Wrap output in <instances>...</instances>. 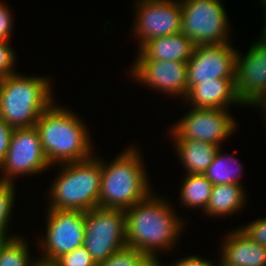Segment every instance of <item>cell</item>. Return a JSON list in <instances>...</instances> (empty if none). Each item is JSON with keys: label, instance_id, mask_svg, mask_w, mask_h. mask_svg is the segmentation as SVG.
I'll return each mask as SVG.
<instances>
[{"label": "cell", "instance_id": "28", "mask_svg": "<svg viewBox=\"0 0 266 266\" xmlns=\"http://www.w3.org/2000/svg\"><path fill=\"white\" fill-rule=\"evenodd\" d=\"M13 17L8 7L0 3V41H9L13 29Z\"/></svg>", "mask_w": 266, "mask_h": 266}, {"label": "cell", "instance_id": "16", "mask_svg": "<svg viewBox=\"0 0 266 266\" xmlns=\"http://www.w3.org/2000/svg\"><path fill=\"white\" fill-rule=\"evenodd\" d=\"M184 99L190 100L195 108L228 109L229 104L242 105L236 96L235 78H214L196 84Z\"/></svg>", "mask_w": 266, "mask_h": 266}, {"label": "cell", "instance_id": "31", "mask_svg": "<svg viewBox=\"0 0 266 266\" xmlns=\"http://www.w3.org/2000/svg\"><path fill=\"white\" fill-rule=\"evenodd\" d=\"M262 6H264L263 8L266 10V3L262 4ZM265 13H266V11H265ZM264 22H265V24H264L265 26H264V29H263L262 34H261L262 37H260L259 40L266 42V21H264Z\"/></svg>", "mask_w": 266, "mask_h": 266}, {"label": "cell", "instance_id": "3", "mask_svg": "<svg viewBox=\"0 0 266 266\" xmlns=\"http://www.w3.org/2000/svg\"><path fill=\"white\" fill-rule=\"evenodd\" d=\"M103 161L99 207L126 210L152 193L136 148H127L109 164Z\"/></svg>", "mask_w": 266, "mask_h": 266}, {"label": "cell", "instance_id": "22", "mask_svg": "<svg viewBox=\"0 0 266 266\" xmlns=\"http://www.w3.org/2000/svg\"><path fill=\"white\" fill-rule=\"evenodd\" d=\"M10 238L0 251V266H34L31 262L27 242L22 237Z\"/></svg>", "mask_w": 266, "mask_h": 266}, {"label": "cell", "instance_id": "5", "mask_svg": "<svg viewBox=\"0 0 266 266\" xmlns=\"http://www.w3.org/2000/svg\"><path fill=\"white\" fill-rule=\"evenodd\" d=\"M61 166L49 191V209L85 212L99 207L101 160L92 156Z\"/></svg>", "mask_w": 266, "mask_h": 266}, {"label": "cell", "instance_id": "18", "mask_svg": "<svg viewBox=\"0 0 266 266\" xmlns=\"http://www.w3.org/2000/svg\"><path fill=\"white\" fill-rule=\"evenodd\" d=\"M176 152L187 174H204L220 146L205 141L174 139Z\"/></svg>", "mask_w": 266, "mask_h": 266}, {"label": "cell", "instance_id": "17", "mask_svg": "<svg viewBox=\"0 0 266 266\" xmlns=\"http://www.w3.org/2000/svg\"><path fill=\"white\" fill-rule=\"evenodd\" d=\"M195 45L181 32L146 41L139 49L145 60L187 62Z\"/></svg>", "mask_w": 266, "mask_h": 266}, {"label": "cell", "instance_id": "1", "mask_svg": "<svg viewBox=\"0 0 266 266\" xmlns=\"http://www.w3.org/2000/svg\"><path fill=\"white\" fill-rule=\"evenodd\" d=\"M152 194L125 210L126 244L142 251L159 265L157 251L170 250V246L175 245L184 222L169 203Z\"/></svg>", "mask_w": 266, "mask_h": 266}, {"label": "cell", "instance_id": "2", "mask_svg": "<svg viewBox=\"0 0 266 266\" xmlns=\"http://www.w3.org/2000/svg\"><path fill=\"white\" fill-rule=\"evenodd\" d=\"M67 108L51 104L35 123L42 149L52 166L54 163H73L92 157L87 127Z\"/></svg>", "mask_w": 266, "mask_h": 266}, {"label": "cell", "instance_id": "14", "mask_svg": "<svg viewBox=\"0 0 266 266\" xmlns=\"http://www.w3.org/2000/svg\"><path fill=\"white\" fill-rule=\"evenodd\" d=\"M132 67V77L162 93L182 96L188 94L187 62L145 60L137 55Z\"/></svg>", "mask_w": 266, "mask_h": 266}, {"label": "cell", "instance_id": "32", "mask_svg": "<svg viewBox=\"0 0 266 266\" xmlns=\"http://www.w3.org/2000/svg\"><path fill=\"white\" fill-rule=\"evenodd\" d=\"M10 238H12L11 236H8V237H6V236H0V251H1V249H2V247H3V245L10 239Z\"/></svg>", "mask_w": 266, "mask_h": 266}, {"label": "cell", "instance_id": "21", "mask_svg": "<svg viewBox=\"0 0 266 266\" xmlns=\"http://www.w3.org/2000/svg\"><path fill=\"white\" fill-rule=\"evenodd\" d=\"M221 147L215 154L213 162L206 169L204 175L213 184H240L239 177L242 166L239 164L236 167L230 166V164L237 163V159L232 156L222 155ZM234 160V161H233ZM233 168V169H232ZM239 173V174H237Z\"/></svg>", "mask_w": 266, "mask_h": 266}, {"label": "cell", "instance_id": "13", "mask_svg": "<svg viewBox=\"0 0 266 266\" xmlns=\"http://www.w3.org/2000/svg\"><path fill=\"white\" fill-rule=\"evenodd\" d=\"M246 54L237 52L235 91L242 105L253 107L266 99V42L258 39Z\"/></svg>", "mask_w": 266, "mask_h": 266}, {"label": "cell", "instance_id": "20", "mask_svg": "<svg viewBox=\"0 0 266 266\" xmlns=\"http://www.w3.org/2000/svg\"><path fill=\"white\" fill-rule=\"evenodd\" d=\"M213 184L206 178L204 174H186L183 181L180 201L188 208H202L205 211L209 202Z\"/></svg>", "mask_w": 266, "mask_h": 266}, {"label": "cell", "instance_id": "12", "mask_svg": "<svg viewBox=\"0 0 266 266\" xmlns=\"http://www.w3.org/2000/svg\"><path fill=\"white\" fill-rule=\"evenodd\" d=\"M237 50L231 44L197 45L187 61L188 91L214 78H235Z\"/></svg>", "mask_w": 266, "mask_h": 266}, {"label": "cell", "instance_id": "7", "mask_svg": "<svg viewBox=\"0 0 266 266\" xmlns=\"http://www.w3.org/2000/svg\"><path fill=\"white\" fill-rule=\"evenodd\" d=\"M83 246L95 263L127 246L125 210L95 207L85 211Z\"/></svg>", "mask_w": 266, "mask_h": 266}, {"label": "cell", "instance_id": "6", "mask_svg": "<svg viewBox=\"0 0 266 266\" xmlns=\"http://www.w3.org/2000/svg\"><path fill=\"white\" fill-rule=\"evenodd\" d=\"M181 33L195 46L228 43V17L220 0H180Z\"/></svg>", "mask_w": 266, "mask_h": 266}, {"label": "cell", "instance_id": "27", "mask_svg": "<svg viewBox=\"0 0 266 266\" xmlns=\"http://www.w3.org/2000/svg\"><path fill=\"white\" fill-rule=\"evenodd\" d=\"M240 229L254 242L266 247V218L253 221Z\"/></svg>", "mask_w": 266, "mask_h": 266}, {"label": "cell", "instance_id": "4", "mask_svg": "<svg viewBox=\"0 0 266 266\" xmlns=\"http://www.w3.org/2000/svg\"><path fill=\"white\" fill-rule=\"evenodd\" d=\"M49 79L12 74L0 79V118L14 128L34 127L52 104Z\"/></svg>", "mask_w": 266, "mask_h": 266}, {"label": "cell", "instance_id": "11", "mask_svg": "<svg viewBox=\"0 0 266 266\" xmlns=\"http://www.w3.org/2000/svg\"><path fill=\"white\" fill-rule=\"evenodd\" d=\"M138 2L134 32L139 38V48L152 38L181 32L180 0H139Z\"/></svg>", "mask_w": 266, "mask_h": 266}, {"label": "cell", "instance_id": "29", "mask_svg": "<svg viewBox=\"0 0 266 266\" xmlns=\"http://www.w3.org/2000/svg\"><path fill=\"white\" fill-rule=\"evenodd\" d=\"M13 128L0 118V164L3 162L10 144Z\"/></svg>", "mask_w": 266, "mask_h": 266}, {"label": "cell", "instance_id": "33", "mask_svg": "<svg viewBox=\"0 0 266 266\" xmlns=\"http://www.w3.org/2000/svg\"><path fill=\"white\" fill-rule=\"evenodd\" d=\"M258 106H260L261 109L263 108L262 110L265 111V118H266V99H264L261 103H259Z\"/></svg>", "mask_w": 266, "mask_h": 266}, {"label": "cell", "instance_id": "34", "mask_svg": "<svg viewBox=\"0 0 266 266\" xmlns=\"http://www.w3.org/2000/svg\"><path fill=\"white\" fill-rule=\"evenodd\" d=\"M34 261L36 262V264L34 266H53L52 264L42 263V262H39L36 260H34Z\"/></svg>", "mask_w": 266, "mask_h": 266}, {"label": "cell", "instance_id": "24", "mask_svg": "<svg viewBox=\"0 0 266 266\" xmlns=\"http://www.w3.org/2000/svg\"><path fill=\"white\" fill-rule=\"evenodd\" d=\"M14 187V183L0 181V236H7L5 234L10 224L8 221L11 219L10 215L14 206Z\"/></svg>", "mask_w": 266, "mask_h": 266}, {"label": "cell", "instance_id": "15", "mask_svg": "<svg viewBox=\"0 0 266 266\" xmlns=\"http://www.w3.org/2000/svg\"><path fill=\"white\" fill-rule=\"evenodd\" d=\"M223 240L220 262L224 266H266V247L254 242L240 228Z\"/></svg>", "mask_w": 266, "mask_h": 266}, {"label": "cell", "instance_id": "25", "mask_svg": "<svg viewBox=\"0 0 266 266\" xmlns=\"http://www.w3.org/2000/svg\"><path fill=\"white\" fill-rule=\"evenodd\" d=\"M53 266H96L95 261L84 246L62 254L53 263Z\"/></svg>", "mask_w": 266, "mask_h": 266}, {"label": "cell", "instance_id": "8", "mask_svg": "<svg viewBox=\"0 0 266 266\" xmlns=\"http://www.w3.org/2000/svg\"><path fill=\"white\" fill-rule=\"evenodd\" d=\"M47 232L40 246L44 251L39 262L52 264L62 254L83 246L85 212L47 209ZM43 248V249H42Z\"/></svg>", "mask_w": 266, "mask_h": 266}, {"label": "cell", "instance_id": "26", "mask_svg": "<svg viewBox=\"0 0 266 266\" xmlns=\"http://www.w3.org/2000/svg\"><path fill=\"white\" fill-rule=\"evenodd\" d=\"M15 54L8 41H0V79L15 74Z\"/></svg>", "mask_w": 266, "mask_h": 266}, {"label": "cell", "instance_id": "30", "mask_svg": "<svg viewBox=\"0 0 266 266\" xmlns=\"http://www.w3.org/2000/svg\"><path fill=\"white\" fill-rule=\"evenodd\" d=\"M181 259L178 260L177 262L175 261V263L171 266H216L213 265L214 263L210 262L209 260L202 259L198 255L195 256L192 255L190 257H186L184 259L181 258ZM159 266H165V265H162V263H160Z\"/></svg>", "mask_w": 266, "mask_h": 266}, {"label": "cell", "instance_id": "9", "mask_svg": "<svg viewBox=\"0 0 266 266\" xmlns=\"http://www.w3.org/2000/svg\"><path fill=\"white\" fill-rule=\"evenodd\" d=\"M51 166L42 149L37 129L14 128L7 154L0 164L1 182L13 183V177L36 174Z\"/></svg>", "mask_w": 266, "mask_h": 266}, {"label": "cell", "instance_id": "35", "mask_svg": "<svg viewBox=\"0 0 266 266\" xmlns=\"http://www.w3.org/2000/svg\"><path fill=\"white\" fill-rule=\"evenodd\" d=\"M262 2V4L266 3V0H260Z\"/></svg>", "mask_w": 266, "mask_h": 266}, {"label": "cell", "instance_id": "19", "mask_svg": "<svg viewBox=\"0 0 266 266\" xmlns=\"http://www.w3.org/2000/svg\"><path fill=\"white\" fill-rule=\"evenodd\" d=\"M241 184H215L204 212L209 216H228L240 211L246 203V193ZM235 212V213H234Z\"/></svg>", "mask_w": 266, "mask_h": 266}, {"label": "cell", "instance_id": "23", "mask_svg": "<svg viewBox=\"0 0 266 266\" xmlns=\"http://www.w3.org/2000/svg\"><path fill=\"white\" fill-rule=\"evenodd\" d=\"M96 266H159L142 251L125 246Z\"/></svg>", "mask_w": 266, "mask_h": 266}, {"label": "cell", "instance_id": "10", "mask_svg": "<svg viewBox=\"0 0 266 266\" xmlns=\"http://www.w3.org/2000/svg\"><path fill=\"white\" fill-rule=\"evenodd\" d=\"M226 109H191L171 128L172 138L205 141L219 145L236 129L233 117Z\"/></svg>", "mask_w": 266, "mask_h": 266}]
</instances>
